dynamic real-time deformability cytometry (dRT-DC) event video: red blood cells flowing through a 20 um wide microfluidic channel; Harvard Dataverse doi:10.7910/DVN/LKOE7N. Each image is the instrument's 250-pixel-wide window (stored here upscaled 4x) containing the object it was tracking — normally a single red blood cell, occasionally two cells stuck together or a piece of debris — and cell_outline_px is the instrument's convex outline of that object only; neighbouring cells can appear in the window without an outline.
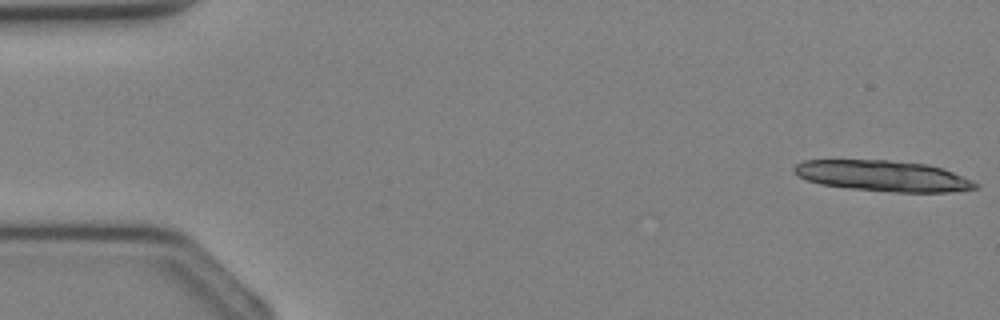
{"species": "Egyptian fruit bat (a non-hibernating species)", "species_latin": "Rousettus aegyptiacus", "temperature_condition": "cold", "stored_images_in_passage": 24, "segment_of_instrument_passage": [1, 2], "camera_frame_rate_fps": 3000, "um_per_image_px": 0.085, "animal": {"sex": "female"}, "frame": {"image": 1, "passage_image": 1, "time_ms": 0.0, "image_size_px": [1000, 320], "cell_outline_px": [[980, 184], [976, 188], [948, 192], [892, 192], [844, 188], [820, 184], [808, 180], [800, 176], [792, 168], [796, 164], [804, 160], [888, 160], [928, 164], [952, 172], [972, 180]], "centroid_in_image_um": [75.05, 14.95], "position_along_channel_um": 10.0, "area_um2": 32.48}}